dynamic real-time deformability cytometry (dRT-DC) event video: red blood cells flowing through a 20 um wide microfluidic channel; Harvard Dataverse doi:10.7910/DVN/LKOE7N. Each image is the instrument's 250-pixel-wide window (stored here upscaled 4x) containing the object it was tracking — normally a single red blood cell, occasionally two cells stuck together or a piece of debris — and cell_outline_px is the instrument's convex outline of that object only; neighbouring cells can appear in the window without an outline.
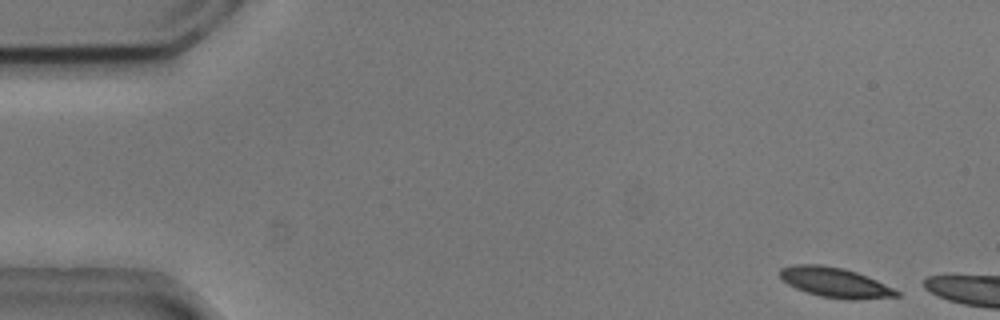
{"species": "common noctule bat (a hibernating species)", "species_latin": "Nyctalus noctula", "temperature_condition": "cold", "stored_images_in_passage": 7, "camera_frame_rate_fps": 3000, "um_per_image_px": 0.085, "animal": {"sex": "male", "body_mass_g": 20.5, "forearm_length_mm": 52.5}, "frame": {"image": 1, "passage_image": 1, "time_ms": 0.0, "image_size_px": [1000, 320], "cell_outline_px": [[900, 296], [852, 300], [848, 300], [820, 296], [796, 288], [788, 284], [780, 276], [780, 268], [796, 264], [820, 264], [844, 268], [868, 276], [900, 292]], "centroid_in_image_um": [70.98, 24.0], "position_along_channel_um": 14.0, "area_um2": 20.17}}